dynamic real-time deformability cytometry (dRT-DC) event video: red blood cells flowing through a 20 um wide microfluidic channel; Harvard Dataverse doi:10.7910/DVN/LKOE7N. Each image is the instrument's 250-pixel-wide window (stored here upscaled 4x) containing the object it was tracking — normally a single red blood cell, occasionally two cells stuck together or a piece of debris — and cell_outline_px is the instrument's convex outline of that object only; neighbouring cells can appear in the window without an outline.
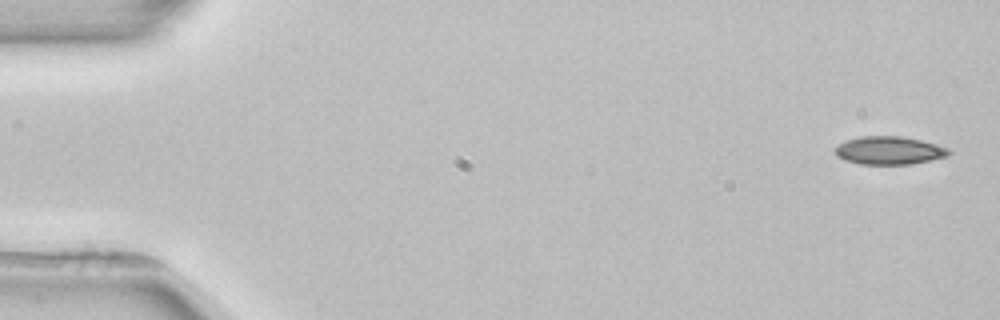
{"species": "common noctule bat (a hibernating species)", "species_latin": "Nyctalus noctula", "temperature_condition": "room temperature", "stored_images_in_passage": 3, "camera_frame_rate_fps": 3000, "um_per_image_px": 0.085, "animal": {"sex": "female", "body_mass_g": 22.7, "forearm_length_mm": 54.2}, "frame": {"image": 1, "passage_image": 1, "time_ms": 0.0, "image_size_px": [1000, 320], "cell_outline_px": [[952, 152], [948, 156], [908, 164], [860, 164], [844, 160], [836, 156], [836, 148], [840, 144], [848, 140], [860, 136], [900, 136], [920, 140], [936, 144], [948, 148]], "centroid_in_image_um": [75.59, 12.79], "position_along_channel_um": 9.4, "area_um2": 18.38}}